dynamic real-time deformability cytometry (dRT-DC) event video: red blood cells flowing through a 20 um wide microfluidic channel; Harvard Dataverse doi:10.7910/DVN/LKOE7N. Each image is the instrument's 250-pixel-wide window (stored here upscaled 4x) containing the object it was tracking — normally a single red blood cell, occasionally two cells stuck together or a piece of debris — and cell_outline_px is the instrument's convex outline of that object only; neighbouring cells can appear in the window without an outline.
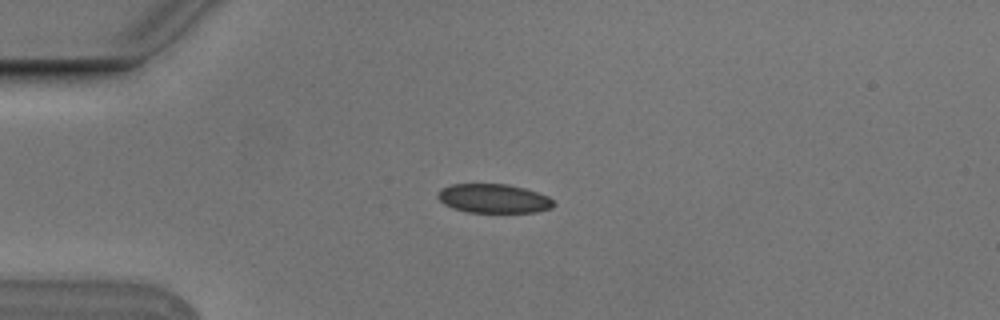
{"species": "Egyptian fruit bat (a non-hibernating species)", "species_latin": "Rousettus aegyptiacus", "temperature_condition": "cold", "stored_images_in_passage": 8, "camera_frame_rate_fps": 3000, "um_per_image_px": 0.085, "animal": {"sex": "male"}, "frame": {"image": 1, "passage_image": 1, "time_ms": 0.0, "image_size_px": [1000, 320], "cell_outline_px": [[556, 204], [552, 208], [536, 212], [468, 212], [452, 208], [444, 204], [436, 196], [440, 188], [452, 184], [508, 184], [524, 188], [548, 196]], "centroid_in_image_um": [41.94, 16.87], "position_along_channel_um": 43.1, "area_um2": 19.65}}
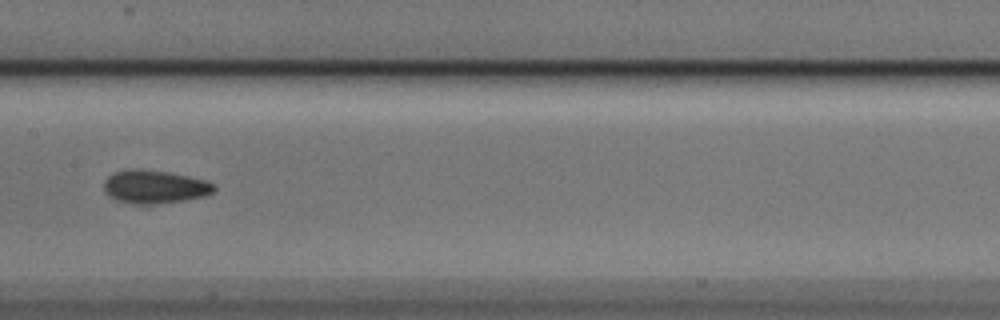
{"frame": {"image": 2, "passage_image": 5, "time_ms": 1.333, "image_size_px": [1000, 320], "cell_outline_px": [[216, 188], [212, 192], [204, 196], [180, 200], [148, 204], [132, 204], [116, 200], [108, 196], [104, 192], [104, 180], [108, 176], [116, 172], [128, 168], [140, 168], [168, 172], [188, 176], [204, 180], [212, 184]], "centroid_in_image_um": [13.07, 15.86], "position_along_channel_um": 194.3, "area_um2": 21.21}}
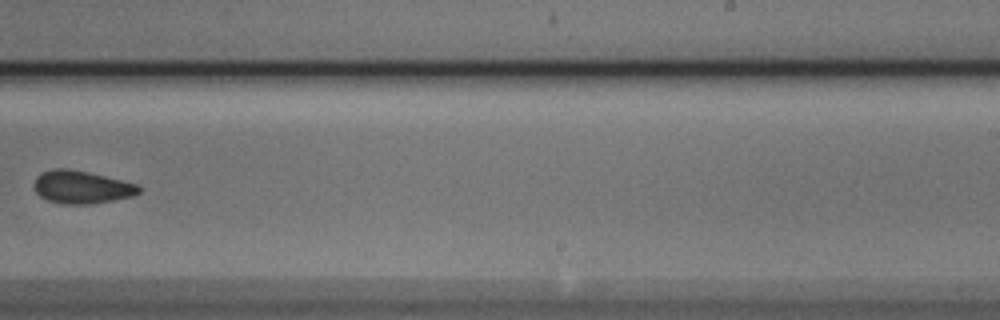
{"frame": {"image": 3, "passage_image": 7, "time_ms": 2.0, "image_size_px": [1000, 320], "cell_outline_px": [[140, 192], [132, 196], [112, 200], [88, 204], [64, 204], [48, 200], [40, 196], [36, 192], [32, 184], [36, 176], [52, 168], [68, 168], [88, 172], [136, 184], [140, 188]], "centroid_in_image_um": [6.88, 15.9], "position_along_channel_um": 282.1, "area_um2": 19.88}}